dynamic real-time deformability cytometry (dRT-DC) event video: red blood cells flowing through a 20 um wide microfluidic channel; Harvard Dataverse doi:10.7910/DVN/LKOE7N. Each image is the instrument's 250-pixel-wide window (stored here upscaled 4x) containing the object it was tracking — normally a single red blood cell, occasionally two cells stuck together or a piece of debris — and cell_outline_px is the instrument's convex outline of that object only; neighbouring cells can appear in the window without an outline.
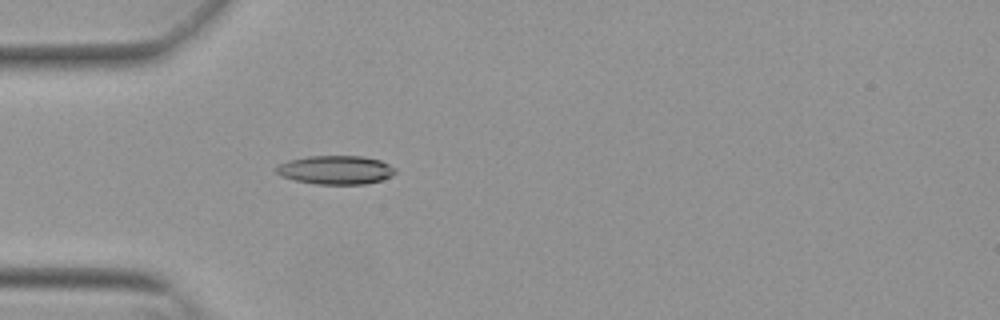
{"species": "Egyptian fruit bat (a non-hibernating species)", "species_latin": "Rousettus aegyptiacus", "temperature_condition": "warm", "stored_images_in_passage": 46, "camera_frame_rate_fps": 3000, "um_per_image_px": 0.085, "animal": {"sex": "female"}, "frame": {"image": 1, "passage_image": 9, "time_ms": 2.667, "image_size_px": [1000, 320], "cell_outline_px": [[396, 172], [392, 176], [380, 180], [364, 184], [316, 184], [296, 180], [280, 176], [276, 172], [276, 168], [280, 164], [288, 160], [308, 156], [360, 156], [380, 160], [396, 168]], "centroid_in_image_um": [28.54, 14.44], "position_along_channel_um": 56.5, "area_um2": 19.83}}
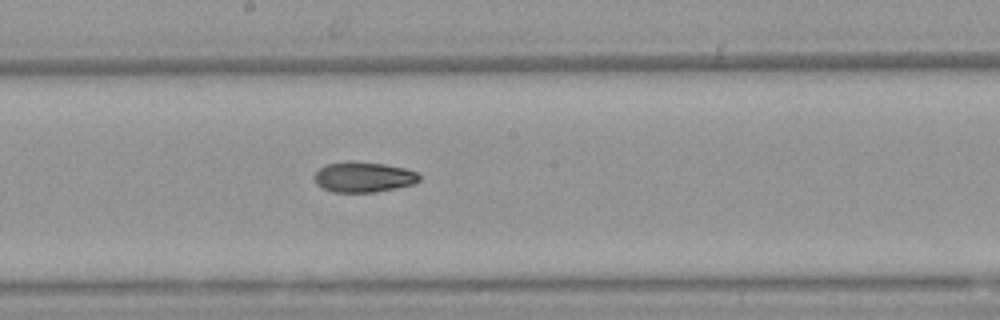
{"frame": {"image": 2, "passage_image": 22, "time_ms": 7.0, "image_size_px": [1000, 320], "cell_outline_px": [[420, 180], [416, 184], [376, 192], [332, 192], [316, 184], [312, 176], [320, 168], [328, 164], [344, 160], [352, 160], [384, 164], [404, 168], [416, 172], [420, 176]], "centroid_in_image_um": [30.89, 15.04], "position_along_channel_um": 217.3, "area_um2": 18.84}}
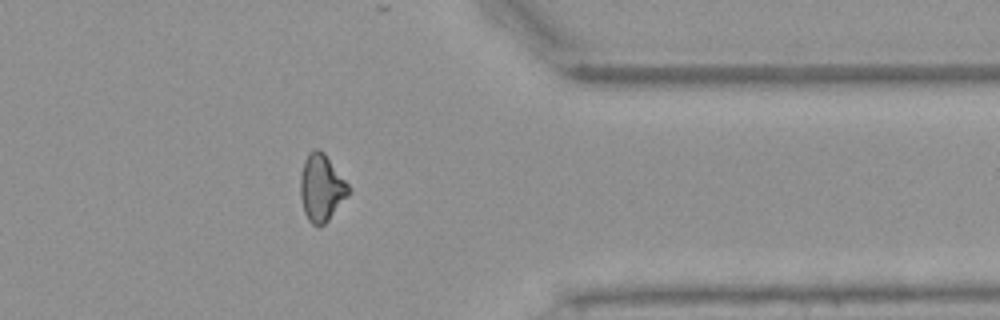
{"frame": {"image": 3, "passage_image": 36, "time_ms": 11.667, "image_size_px": [1000, 320], "cell_outline_px": [[352, 188], [348, 196], [328, 220], [320, 228], [316, 228], [308, 220], [304, 212], [300, 196], [300, 176], [304, 160], [308, 152], [316, 148], [320, 148], [324, 152]], "centroid_in_image_um": [27.32, 15.96], "position_along_channel_um": 384.1, "area_um2": 19.19}, "authors_computed_cell_mechanics": {"area_um2": 18.9295, "velocity_mm_per_s": 3.8463, "shape_relaxation_time_tau1_ms": 8.0454, "shape_relaxation_time_tau2_ms": 4.0801, "deformation_change_tau1": 0.2297, "deformation_change_tau2": 0.1038}}